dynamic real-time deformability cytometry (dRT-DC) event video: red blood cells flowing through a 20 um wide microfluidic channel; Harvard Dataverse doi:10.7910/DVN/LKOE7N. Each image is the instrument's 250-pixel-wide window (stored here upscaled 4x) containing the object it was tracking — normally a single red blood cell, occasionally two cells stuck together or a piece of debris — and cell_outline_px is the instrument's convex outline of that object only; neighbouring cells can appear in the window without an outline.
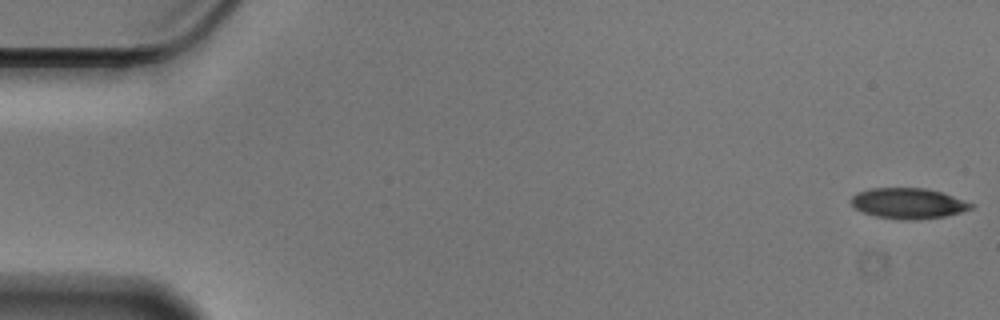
{"species": "Egyptian fruit bat (a non-hibernating species)", "species_latin": "Rousettus aegyptiacus", "temperature_condition": "cold", "stored_images_in_passage": 56, "camera_frame_rate_fps": 3000, "um_per_image_px": 0.085, "animal": {"sex": "male"}, "frame": {"image": 1, "passage_image": 1, "time_ms": 0.0, "image_size_px": [1000, 320], "cell_outline_px": [[976, 204], [972, 208], [960, 212], [944, 216], [920, 220], [908, 220], [876, 216], [864, 212], [856, 208], [848, 200], [856, 192], [868, 188], [928, 188], [944, 192]], "centroid_in_image_um": [77.22, 17.27], "position_along_channel_um": 7.8, "area_um2": 21.62}}
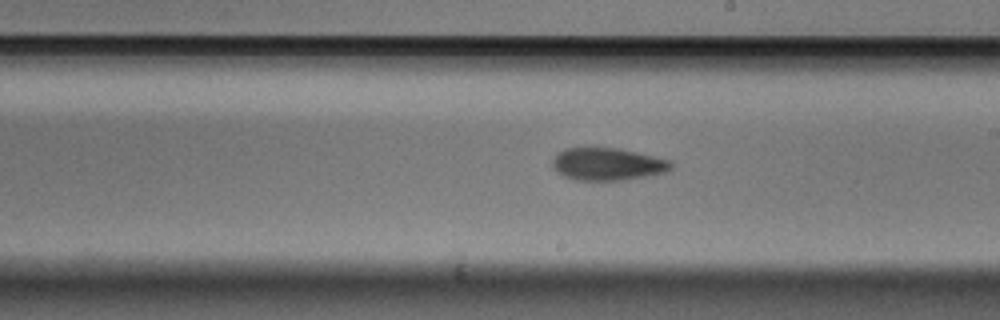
{"frame": {"image": 2, "passage_image": 32, "time_ms": 10.333, "image_size_px": [1000, 320], "cell_outline_px": [[672, 168], [668, 172], [648, 176], [620, 180], [572, 180], [556, 172], [552, 168], [552, 160], [560, 152], [568, 148], [616, 148], [636, 152], [672, 160]], "centroid_in_image_um": [51.66, 13.96], "position_along_channel_um": 237.3, "area_um2": 22.48}}
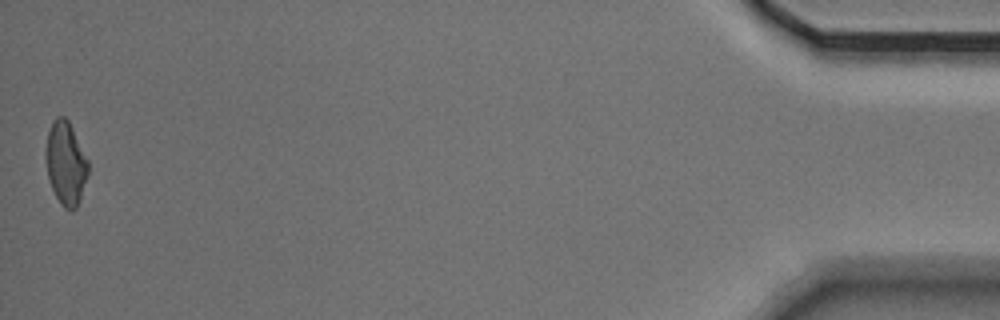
{"frame": {"image": 3, "passage_image": 56, "time_ms": 18.333, "image_size_px": [1000, 320], "cell_outline_px": [[88, 176], [80, 200], [76, 208], [72, 212], [64, 208], [60, 204], [52, 188], [48, 176], [44, 156], [44, 152], [48, 132], [52, 120], [56, 116], [64, 116], [68, 120], [88, 160]], "centroid_in_image_um": [5.58, 13.89], "position_along_channel_um": 429.6, "area_um2": 20.81}, "authors_computed_cell_mechanics": {"area_um2": 22.1085, "velocity_mm_per_s": 3.5572, "shape_relaxation_time_tau1_ms": 4.0022, "shape_relaxation_time_tau2_ms": 6.2769, "deformation_change_tau1": 0.1079, "deformation_change_tau2": 0.1437}}